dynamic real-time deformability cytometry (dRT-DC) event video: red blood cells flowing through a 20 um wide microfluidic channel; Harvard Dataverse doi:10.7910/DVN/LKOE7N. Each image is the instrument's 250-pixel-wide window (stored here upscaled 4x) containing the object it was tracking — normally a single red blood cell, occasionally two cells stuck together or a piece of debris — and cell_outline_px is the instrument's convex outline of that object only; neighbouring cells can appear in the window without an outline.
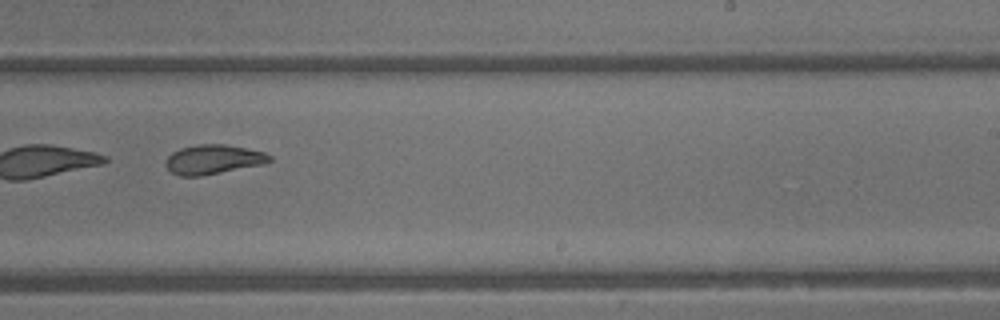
{"species": "common noctule bat (a hibernating species)", "species_latin": "Nyctalus noctula", "temperature_condition": "warm", "stored_images_in_passage": 38, "camera_frame_rate_fps": 3000, "um_per_image_px": 0.085, "animal": {"sex": "male", "body_mass_g": 13.3}, "frame": {"image": 1, "passage_image": 22, "time_ms": 7.0, "image_size_px": [1000, 320], "cell_outline_px": [[272, 160], [264, 164], [200, 176], [180, 176], [172, 172], [164, 164], [168, 156], [172, 152], [180, 148], [196, 144], [224, 144], [264, 152], [272, 156]], "centroid_in_image_um": [18.11, 13.55], "position_along_channel_um": 270.9, "area_um2": 17.74}}
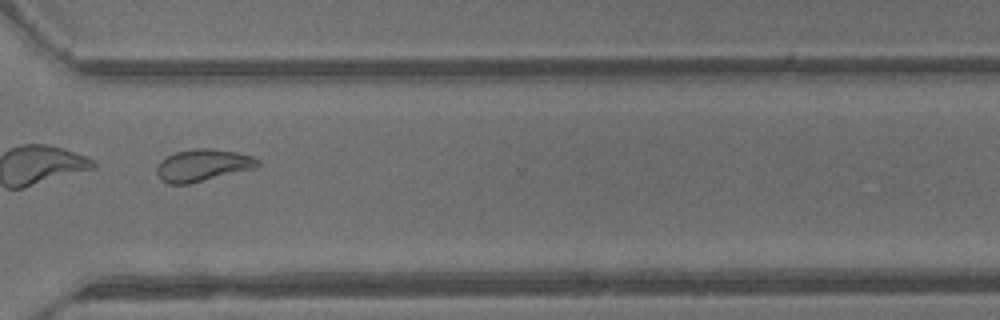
{"frame": {"image": 2, "passage_image": 27, "time_ms": 8.667, "image_size_px": [1000, 320], "cell_outline_px": [[260, 164], [256, 168], [188, 184], [168, 184], [160, 180], [156, 172], [156, 168], [160, 160], [176, 152], [192, 148], [212, 148], [236, 152], [252, 156], [260, 160]], "centroid_in_image_um": [17.23, 14.04], "position_along_channel_um": 353.4, "area_um2": 19.02}, "authors_computed_cell_mechanics": {"area_um2": 19.3341, "velocity_mm_per_s": 4.9392, "shape_relaxation_time_tau1_ms": null, "shape_relaxation_time_tau2_ms": 2.8979, "deformation_change_tau1": null, "deformation_change_tau2": 0.0751}}